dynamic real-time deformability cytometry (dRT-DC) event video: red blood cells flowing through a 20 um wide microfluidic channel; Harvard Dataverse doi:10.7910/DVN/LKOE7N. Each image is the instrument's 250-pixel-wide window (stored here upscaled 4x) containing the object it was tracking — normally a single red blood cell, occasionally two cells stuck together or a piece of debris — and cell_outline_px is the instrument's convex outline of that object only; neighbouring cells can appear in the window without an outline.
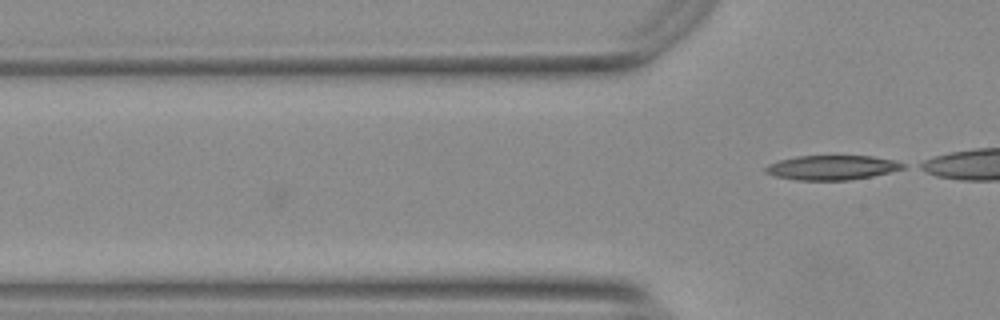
{"species": "Egyptian fruit bat (a non-hibernating species)", "species_latin": "Rousettus aegyptiacus", "temperature_condition": "warm", "stored_images_in_passage": 27, "camera_frame_rate_fps": 3000, "um_per_image_px": 0.085, "animal": {"sex": "female"}, "frame": {"image": 1, "passage_image": 27, "time_ms": 8.667, "image_size_px": [1000, 320], "cell_outline_px": [[908, 164], [904, 168], [872, 176], [848, 180], [796, 180], [776, 176], [764, 172], [764, 168], [768, 164], [780, 160], [796, 156], [872, 156], [896, 160]], "centroid_in_image_um": [70.73, 14.24], "position_along_channel_um": 55.1, "area_um2": 19.65}}